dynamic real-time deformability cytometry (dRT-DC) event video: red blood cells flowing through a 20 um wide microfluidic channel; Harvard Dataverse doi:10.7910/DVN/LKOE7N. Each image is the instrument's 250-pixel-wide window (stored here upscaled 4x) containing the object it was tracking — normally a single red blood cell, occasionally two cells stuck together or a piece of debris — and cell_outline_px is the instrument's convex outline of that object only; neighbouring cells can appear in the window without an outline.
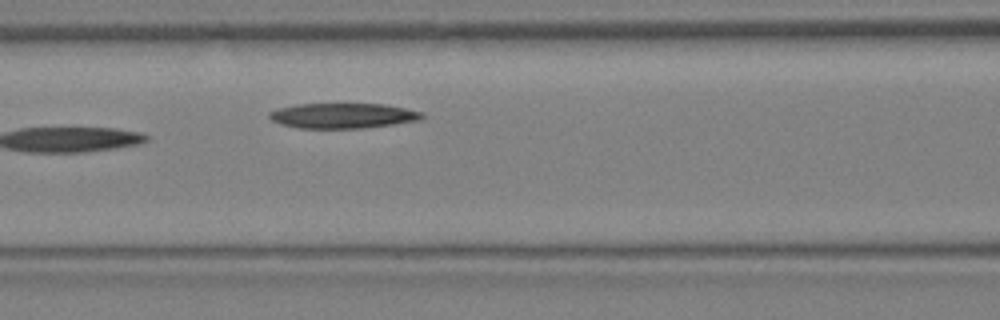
{"species": "Egyptian fruit bat (a non-hibernating species)", "species_latin": "Rousettus aegyptiacus", "temperature_condition": "warm", "stored_images_in_passage": 11, "camera_frame_rate_fps": 3000, "um_per_image_px": 0.085, "animal": {"sex": "female"}, "frame": {"image": 1, "passage_image": 11, "time_ms": 3.333, "image_size_px": [1000, 320], "cell_outline_px": [[424, 116], [420, 120], [392, 124], [360, 128], [300, 128], [280, 124], [272, 120], [268, 116], [268, 112], [276, 108], [296, 104], [384, 104], [424, 112]], "centroid_in_image_um": [29.11, 9.83], "position_along_channel_um": 137.5, "area_um2": 22.37}}